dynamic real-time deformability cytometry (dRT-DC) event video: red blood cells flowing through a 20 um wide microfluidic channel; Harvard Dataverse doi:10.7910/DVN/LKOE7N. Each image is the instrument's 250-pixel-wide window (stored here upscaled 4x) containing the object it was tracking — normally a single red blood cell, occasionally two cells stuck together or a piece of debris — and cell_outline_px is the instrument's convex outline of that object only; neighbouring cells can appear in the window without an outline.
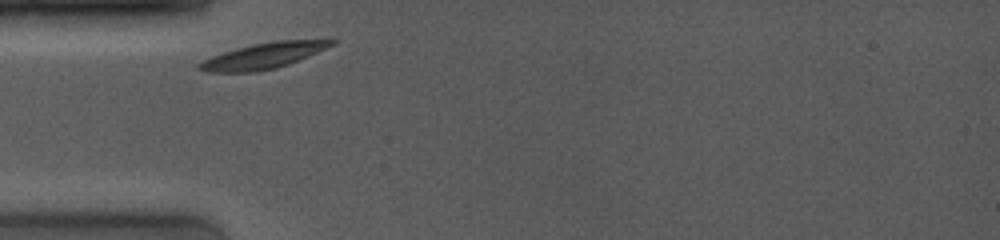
{"species": "common noctule bat (a hibernating species)", "species_latin": "Nyctalus noctula", "temperature_condition": "room temperature", "stored_images_in_passage": 4, "camera_frame_rate_fps": 4000, "um_per_image_px": 0.085, "animal": {"sex": "female", "body_mass_g": 19.0, "forearm_length_mm": 53.3}, "frame": {"image": 1, "passage_image": 1, "time_ms": 0.0, "image_size_px": [1000, 240], "cell_outline_px": [[336, 40], [332, 44], [316, 52], [288, 64], [276, 68], [252, 72], [208, 72], [196, 68], [196, 64], [212, 56], [236, 48], [252, 44], [276, 40], [328, 36], [332, 36]], "centroid_in_image_um": [22.49, 4.68], "position_along_channel_um": 62.5, "area_um2": 20.35}}
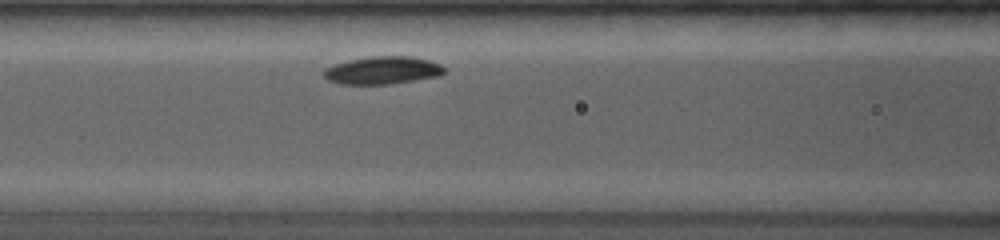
{"frame": {"image": 2, "passage_image": 4, "time_ms": 2.0, "image_size_px": [1000, 240], "cell_outline_px": [[444, 72], [440, 76], [388, 84], [340, 84], [328, 80], [324, 76], [324, 68], [348, 60], [368, 56], [412, 56], [428, 60], [440, 64], [444, 68]], "centroid_in_image_um": [32.51, 5.97], "position_along_channel_um": 134.1, "area_um2": 19.42}}